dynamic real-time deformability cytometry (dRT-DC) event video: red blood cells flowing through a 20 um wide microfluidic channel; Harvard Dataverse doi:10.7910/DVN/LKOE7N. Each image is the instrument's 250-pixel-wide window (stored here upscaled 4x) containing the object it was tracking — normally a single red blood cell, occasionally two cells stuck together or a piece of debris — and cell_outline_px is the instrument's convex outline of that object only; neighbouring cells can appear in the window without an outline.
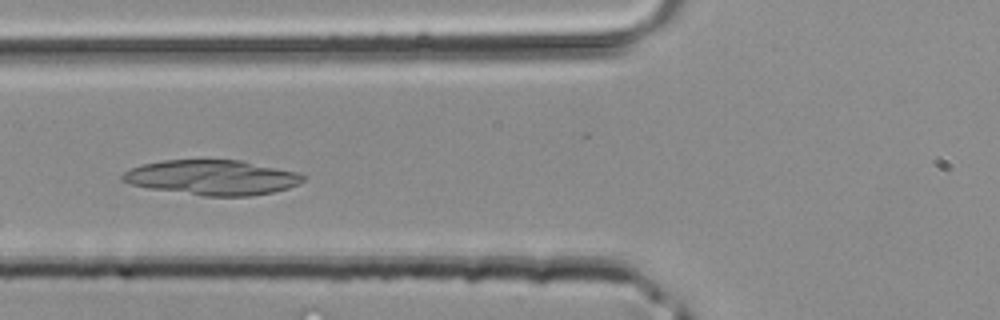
{"species": "common noctule bat (a hibernating species)", "species_latin": "Nyctalus noctula", "temperature_condition": "room temperature", "stored_images_in_passage": 42, "camera_frame_rate_fps": 3000, "um_per_image_px": 0.085, "animal": {"sex": "male", "body_mass_g": 20.4}, "frame": {"image": 1, "passage_image": 15, "time_ms": 4.667, "image_size_px": [1000, 320], "cell_outline_px": [[304, 180], [288, 188], [272, 192], [252, 196], [204, 196], [148, 188], [132, 184], [120, 180], [120, 176], [124, 172], [140, 164], [164, 160], [240, 160], [296, 172], [304, 176]], "centroid_in_image_um": [17.98, 15.09], "position_along_channel_um": 107.8, "area_um2": 36.59}}
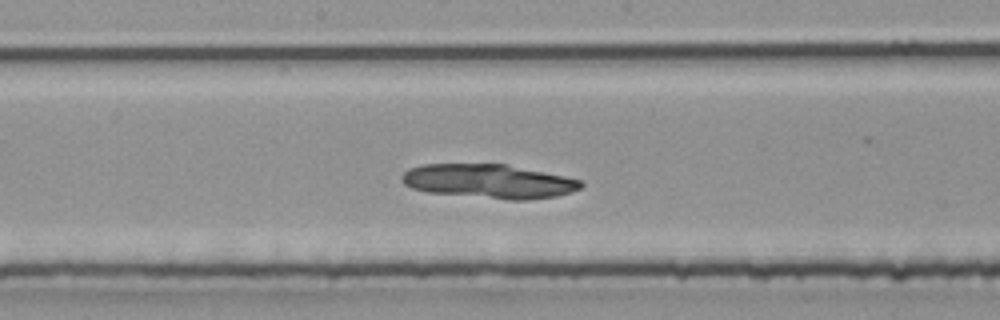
{"frame": {"image": 2, "passage_image": 21, "time_ms": 6.667, "image_size_px": [1000, 320], "cell_outline_px": [[584, 184], [580, 188], [572, 192], [556, 196], [528, 200], [512, 200], [428, 192], [412, 188], [404, 184], [400, 180], [400, 176], [408, 168], [424, 164], [504, 164], [584, 180]], "centroid_in_image_um": [41.55, 15.41], "position_along_channel_um": 206.7, "area_um2": 35.55}}
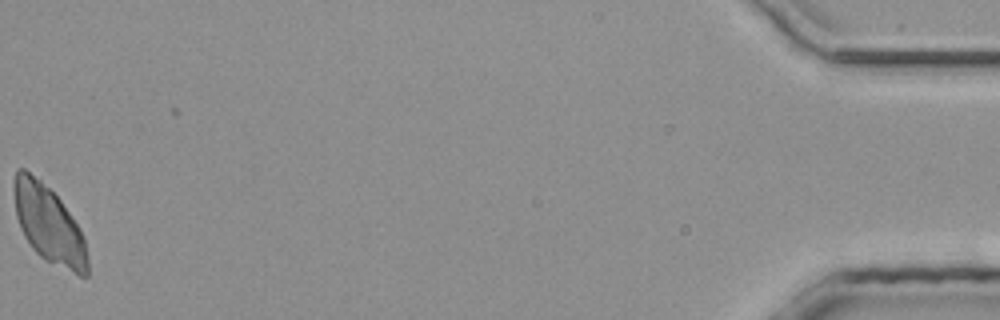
{"frame": {"image": 3, "passage_image": 41, "time_ms": 13.333, "image_size_px": [1000, 320], "cell_outline_px": [[88, 276], [80, 276], [44, 260], [32, 248], [24, 236], [20, 228], [16, 216], [12, 188], [12, 184], [16, 168], [24, 168], [40, 180], [60, 200], [80, 228], [84, 240], [88, 256]], "centroid_in_image_um": [4.12, 19.07], "position_along_channel_um": 431.1, "area_um2": 33.41}}